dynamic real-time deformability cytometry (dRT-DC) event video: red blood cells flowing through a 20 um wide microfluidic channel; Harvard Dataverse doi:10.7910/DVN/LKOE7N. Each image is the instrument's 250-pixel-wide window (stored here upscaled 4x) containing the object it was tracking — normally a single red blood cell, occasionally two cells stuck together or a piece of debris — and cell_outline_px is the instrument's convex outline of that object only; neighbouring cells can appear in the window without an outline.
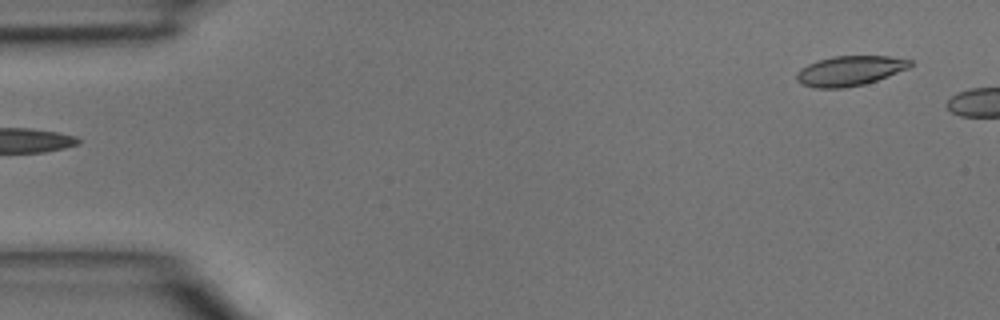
{"species": "common noctule bat (a hibernating species)", "species_latin": "Nyctalus noctula", "temperature_condition": "room temperature", "stored_images_in_passage": 4, "segment_of_instrument_passage": [2, 2], "camera_frame_rate_fps": 3000, "um_per_image_px": 0.085, "animal": {"sex": "male", "body_mass_g": 15.6}, "frame": {"image": 1, "passage_image": 4, "time_ms": 1.0, "image_size_px": [1000, 320], "cell_outline_px": [[912, 64], [908, 68], [888, 76], [864, 84], [844, 88], [812, 88], [800, 84], [796, 80], [796, 72], [800, 68], [808, 64], [832, 56], [888, 56], [912, 60]], "centroid_in_image_um": [72.19, 6.02], "position_along_channel_um": 12.8, "area_um2": 19.83}}